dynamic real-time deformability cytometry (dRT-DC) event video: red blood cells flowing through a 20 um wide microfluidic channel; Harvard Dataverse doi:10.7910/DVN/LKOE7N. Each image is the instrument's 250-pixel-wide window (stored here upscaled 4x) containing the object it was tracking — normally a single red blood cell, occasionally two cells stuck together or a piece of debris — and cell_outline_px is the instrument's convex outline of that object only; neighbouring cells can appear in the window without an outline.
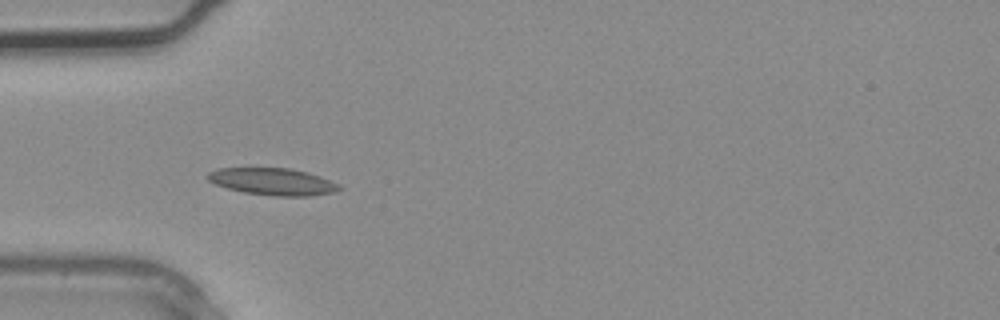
{"species": "common noctule bat (a hibernating species)", "species_latin": "Nyctalus noctula", "temperature_condition": "warm", "stored_images_in_passage": 3, "camera_frame_rate_fps": 3000, "um_per_image_px": 0.085, "animal": {"sex": "male", "body_mass_g": 20.4}, "frame": {"image": 1, "passage_image": 3, "time_ms": 0.667, "image_size_px": [1000, 320], "cell_outline_px": [[344, 188], [336, 192], [308, 196], [276, 196], [244, 192], [228, 188], [216, 184], [208, 180], [208, 172], [220, 168], [292, 168], [308, 172], [320, 176], [340, 184]], "centroid_in_image_um": [23.25, 15.43], "position_along_channel_um": 61.7, "area_um2": 20.75}}